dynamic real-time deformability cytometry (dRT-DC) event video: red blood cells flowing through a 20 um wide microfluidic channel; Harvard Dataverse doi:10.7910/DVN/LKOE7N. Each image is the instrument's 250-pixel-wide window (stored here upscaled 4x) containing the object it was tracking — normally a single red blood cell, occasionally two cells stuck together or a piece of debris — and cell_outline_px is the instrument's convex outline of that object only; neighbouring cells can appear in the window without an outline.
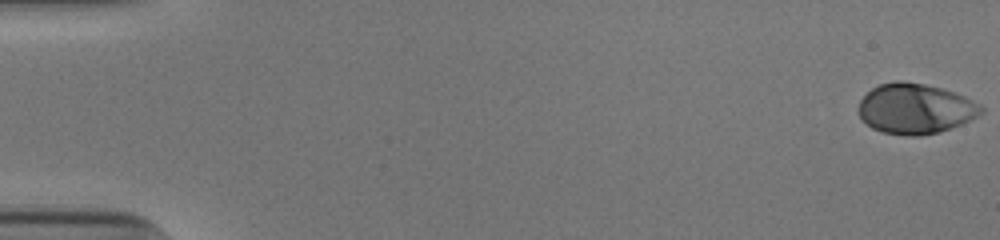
{"species": "human", "species_latin": "Homo sapiens", "temperature_condition": "cold", "stored_images_in_passage": 53, "camera_frame_rate_fps": 3000, "um_per_image_px": 0.085, "donor": {"sex": "male"}, "frame": {"image": 1, "passage_image": 1, "time_ms": 0.0, "image_size_px": [1000, 240], "cell_outline_px": [[984, 112], [952, 128], [940, 132], [920, 136], [904, 136], [884, 132], [872, 128], [860, 116], [860, 100], [872, 88], [880, 84], [896, 80], [900, 80], [924, 84], [956, 92], [980, 104], [984, 108]], "centroid_in_image_um": [77.82, 9.24], "position_along_channel_um": 7.2, "area_um2": 35.78}}
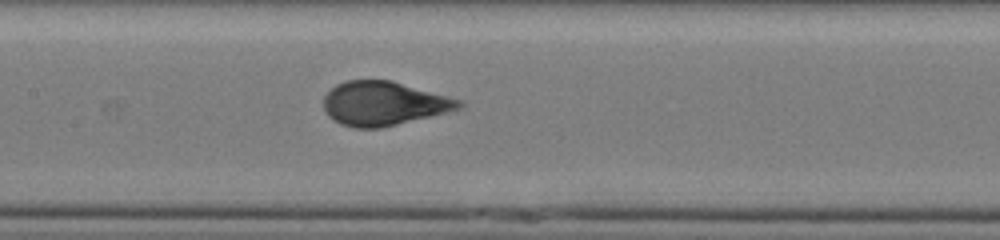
{"frame": {"image": 2, "passage_image": 27, "time_ms": 8.667, "image_size_px": [1000, 240], "cell_outline_px": [[464, 104], [460, 108], [380, 128], [352, 128], [340, 124], [332, 120], [324, 112], [324, 96], [336, 84], [344, 80], [392, 80], [464, 100]], "centroid_in_image_um": [32.58, 8.78], "position_along_channel_um": 174.8, "area_um2": 34.74}}
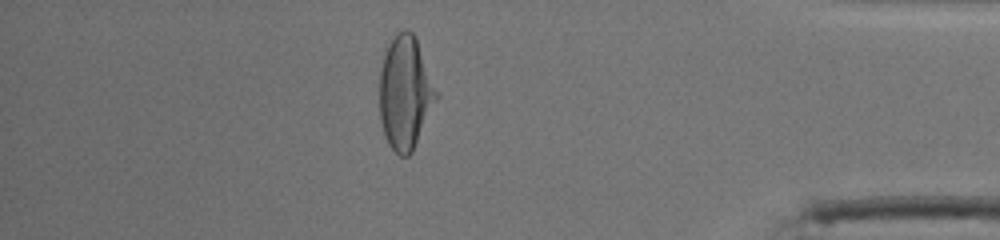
{"frame": {"image": 3, "passage_image": 47, "time_ms": 15.333, "image_size_px": [1000, 240], "cell_outline_px": [[440, 96], [412, 152], [408, 156], [400, 156], [388, 144], [384, 136], [380, 120], [380, 68], [388, 44], [396, 32], [404, 28], [408, 28], [416, 36]], "centroid_in_image_um": [34.47, 7.86], "position_along_channel_um": 400.7, "area_um2": 38.03}, "authors_computed_cell_mechanics": {"area_um2": 35.2002, "velocity_mm_per_s": 3.8895, "shape_relaxation_time_tau1_ms": 3.9408, "shape_relaxation_time_tau2_ms": null, "deformation_change_tau1": 0.1975, "deformation_change_tau2": null}}